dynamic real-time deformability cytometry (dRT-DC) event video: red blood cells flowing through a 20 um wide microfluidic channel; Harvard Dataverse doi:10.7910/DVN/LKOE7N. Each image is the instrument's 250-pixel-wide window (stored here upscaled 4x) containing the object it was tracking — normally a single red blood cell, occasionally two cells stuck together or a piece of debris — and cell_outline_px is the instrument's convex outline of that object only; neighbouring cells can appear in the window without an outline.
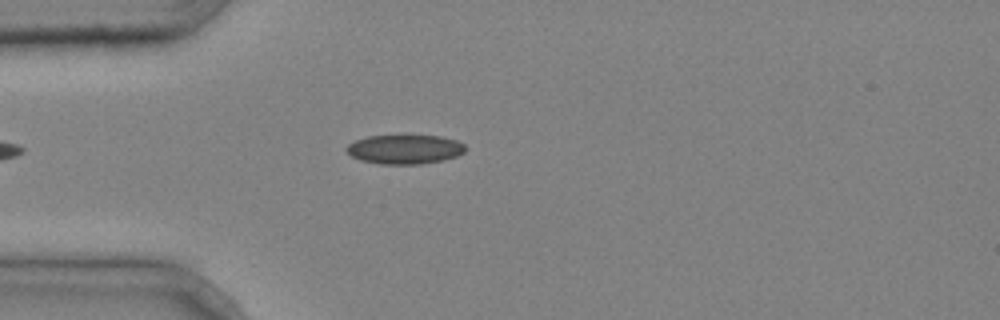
{"species": "common noctule bat (a hibernating species)", "species_latin": "Nyctalus noctula", "temperature_condition": "cold", "stored_images_in_passage": 2, "camera_frame_rate_fps": 3000, "um_per_image_px": 0.085, "animal": {"sex": "male", "body_mass_g": 20.4}, "frame": {"image": 1, "passage_image": 2, "time_ms": 0.333, "image_size_px": [1000, 320], "cell_outline_px": [[464, 152], [456, 156], [440, 160], [420, 164], [380, 164], [360, 160], [352, 156], [344, 148], [348, 144], [356, 140], [368, 136], [404, 132], [440, 136], [456, 140], [464, 144]], "centroid_in_image_um": [34.37, 12.63], "position_along_channel_um": 50.6, "area_um2": 21.04}}